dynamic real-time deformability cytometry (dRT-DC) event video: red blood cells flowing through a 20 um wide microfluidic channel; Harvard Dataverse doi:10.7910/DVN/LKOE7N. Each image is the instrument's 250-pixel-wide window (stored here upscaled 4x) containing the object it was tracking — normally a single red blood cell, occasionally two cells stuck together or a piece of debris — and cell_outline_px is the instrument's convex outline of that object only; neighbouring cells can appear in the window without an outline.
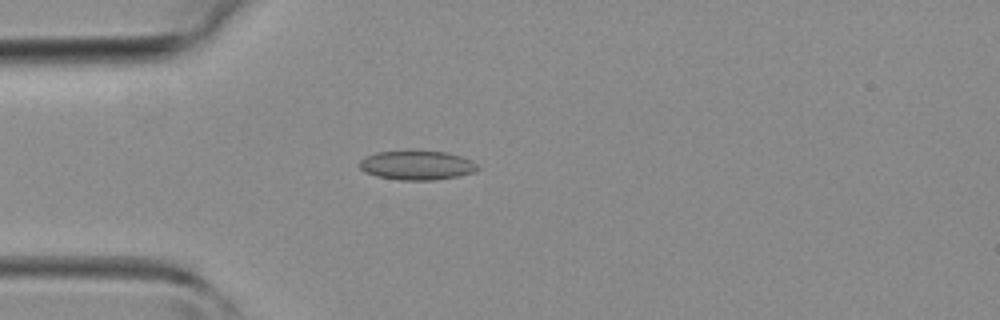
{"species": "common noctule bat (a hibernating species)", "species_latin": "Nyctalus noctula", "temperature_condition": "room temperature", "stored_images_in_passage": 21, "camera_frame_rate_fps": 3000, "um_per_image_px": 0.085, "animal": {"sex": "female", "body_mass_g": 19.3, "forearm_length_mm": 54.1}, "frame": {"image": 1, "passage_image": 2, "time_ms": 0.333, "image_size_px": [1000, 320], "cell_outline_px": [[480, 168], [476, 172], [460, 176], [432, 180], [400, 180], [376, 176], [364, 172], [360, 168], [360, 160], [364, 156], [376, 152], [408, 148], [412, 148], [444, 152], [460, 156], [472, 160]], "centroid_in_image_um": [35.42, 14.01], "position_along_channel_um": 49.6, "area_um2": 20.98}}
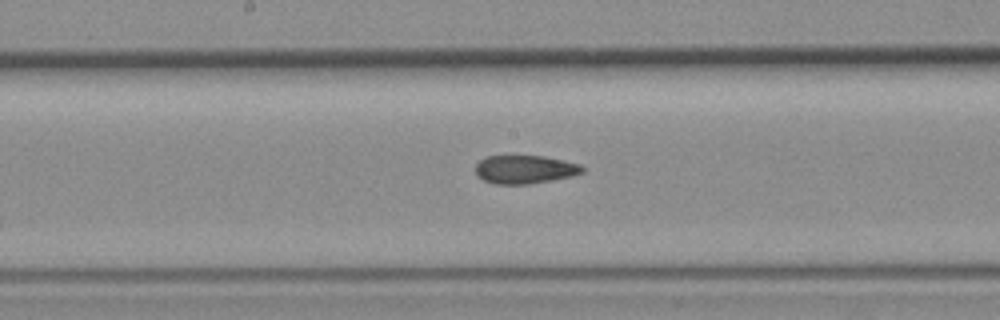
{"frame": {"image": 2, "passage_image": 12, "time_ms": 3.667, "image_size_px": [1000, 320], "cell_outline_px": [[584, 172], [572, 176], [552, 180], [528, 184], [492, 184], [476, 176], [476, 164], [480, 160], [488, 156], [544, 156], [580, 164], [584, 168]], "centroid_in_image_um": [44.6, 14.41], "position_along_channel_um": 203.6, "area_um2": 17.69}}
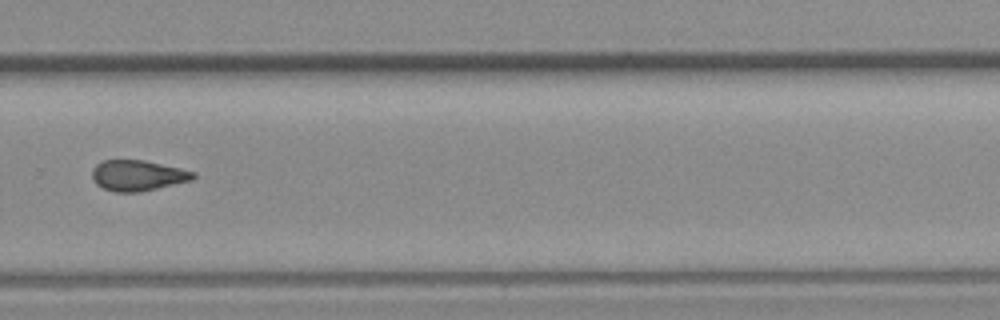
{"frame": {"image": 3, "passage_image": 19, "time_ms": 6.0, "image_size_px": [1000, 320], "cell_outline_px": [[196, 176], [192, 180], [140, 192], [116, 192], [104, 188], [96, 184], [92, 180], [92, 168], [96, 164], [104, 160], [144, 160], [180, 168], [196, 172]], "centroid_in_image_um": [11.7, 14.91], "position_along_channel_um": 318.1, "area_um2": 18.09}}